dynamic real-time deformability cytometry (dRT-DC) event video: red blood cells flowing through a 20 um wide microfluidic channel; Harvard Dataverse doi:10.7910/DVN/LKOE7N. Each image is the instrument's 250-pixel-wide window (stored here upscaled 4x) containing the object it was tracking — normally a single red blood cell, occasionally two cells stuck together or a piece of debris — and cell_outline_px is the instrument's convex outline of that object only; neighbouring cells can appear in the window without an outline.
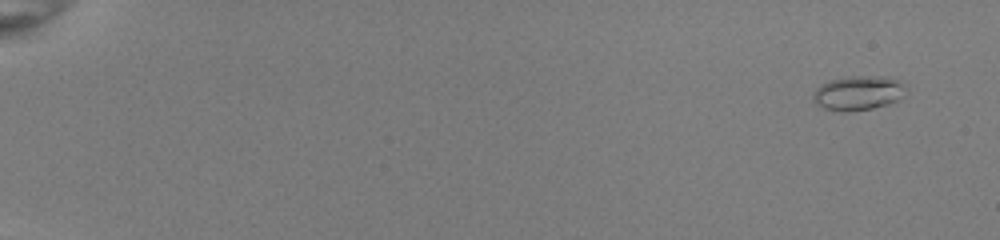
{"species": "common noctule bat (a hibernating species)", "species_latin": "Nyctalus noctula", "temperature_condition": "room temperature", "stored_images_in_passage": 52, "camera_frame_rate_fps": 3000, "um_per_image_px": 0.085, "animal": {"sex": "female", "body_mass_g": 22.0, "forearm_length_mm": 56.7}, "frame": {"image": 1, "passage_image": 2, "time_ms": 0.333, "image_size_px": [1000, 240], "cell_outline_px": [[908, 96], [888, 104], [872, 108], [848, 112], [840, 112], [824, 108], [816, 104], [812, 100], [812, 96], [816, 88], [828, 80], [852, 76], [884, 76], [896, 80], [908, 88]], "centroid_in_image_um": [72.97, 7.91], "position_along_channel_um": 12.0, "area_um2": 18.96}}
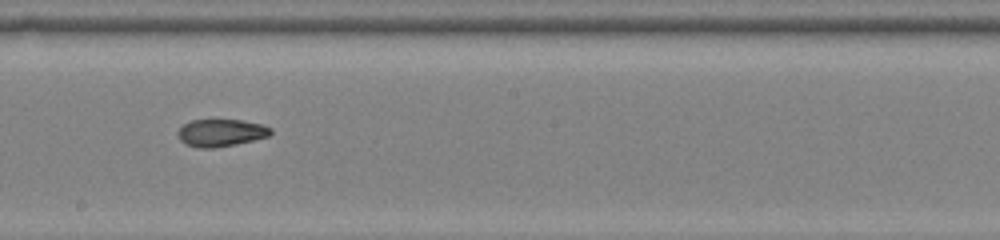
{"frame": {"image": 2, "passage_image": 32, "time_ms": 10.333, "image_size_px": [1000, 240], "cell_outline_px": [[272, 132], [268, 136], [236, 144], [212, 148], [200, 148], [184, 144], [180, 140], [176, 132], [184, 124], [192, 120], [240, 120], [264, 124], [272, 128]], "centroid_in_image_um": [18.77, 11.28], "position_along_channel_um": 229.4, "area_um2": 14.8}}
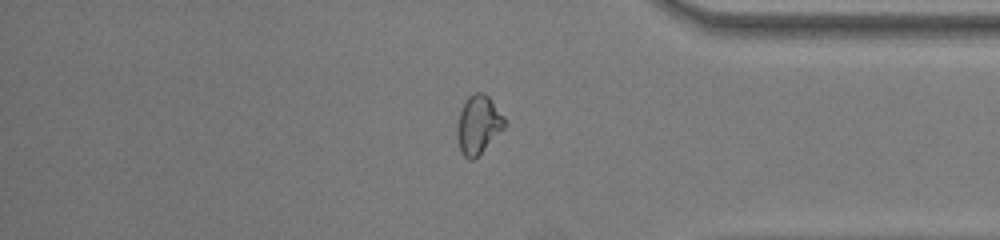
{"frame": {"image": 3, "passage_image": 45, "time_ms": 14.667, "image_size_px": [1000, 240], "cell_outline_px": [[504, 128], [472, 160], [468, 160], [460, 152], [456, 136], [456, 128], [460, 112], [464, 100], [468, 96], [476, 92], [484, 92], [492, 100], [504, 116]], "centroid_in_image_um": [40.62, 10.57], "position_along_channel_um": 394.6, "area_um2": 16.07}, "authors_computed_cell_mechanics": {"area_um2": 15.6349, "velocity_mm_per_s": 4.023, "shape_relaxation_time_tau1_ms": null, "shape_relaxation_time_tau2_ms": 2.2029, "deformation_change_tau1": null, "deformation_change_tau2": 0.0739}}